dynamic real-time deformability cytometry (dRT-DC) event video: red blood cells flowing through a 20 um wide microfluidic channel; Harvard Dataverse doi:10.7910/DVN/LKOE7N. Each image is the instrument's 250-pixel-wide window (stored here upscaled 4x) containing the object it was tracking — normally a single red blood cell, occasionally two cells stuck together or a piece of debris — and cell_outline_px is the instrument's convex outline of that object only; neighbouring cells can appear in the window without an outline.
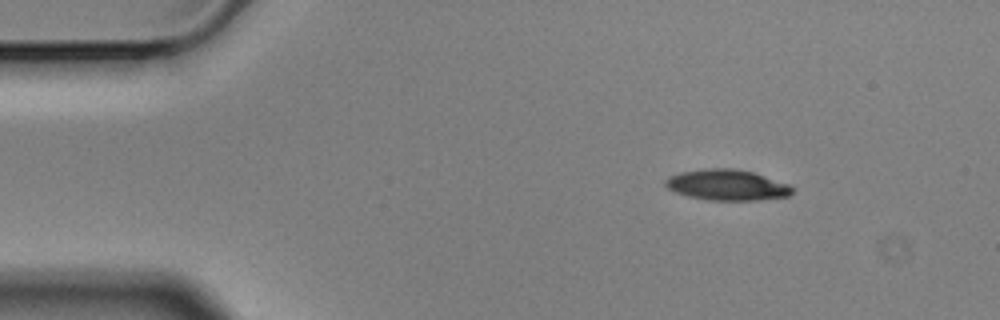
{"species": "Egyptian fruit bat (a non-hibernating species)", "species_latin": "Rousettus aegyptiacus", "temperature_condition": "cold", "stored_images_in_passage": 3, "camera_frame_rate_fps": 3000, "um_per_image_px": 0.085, "animal": {"sex": "male"}, "frame": {"image": 1, "passage_image": 1, "time_ms": 0.0, "image_size_px": [1000, 320], "cell_outline_px": [[792, 192], [788, 196], [760, 200], [708, 200], [688, 196], [676, 192], [668, 188], [664, 184], [664, 180], [668, 176], [680, 172], [708, 168], [732, 168], [752, 172], [788, 184], [792, 188]], "centroid_in_image_um": [61.75, 15.72], "position_along_channel_um": 23.2, "area_um2": 22.6}}